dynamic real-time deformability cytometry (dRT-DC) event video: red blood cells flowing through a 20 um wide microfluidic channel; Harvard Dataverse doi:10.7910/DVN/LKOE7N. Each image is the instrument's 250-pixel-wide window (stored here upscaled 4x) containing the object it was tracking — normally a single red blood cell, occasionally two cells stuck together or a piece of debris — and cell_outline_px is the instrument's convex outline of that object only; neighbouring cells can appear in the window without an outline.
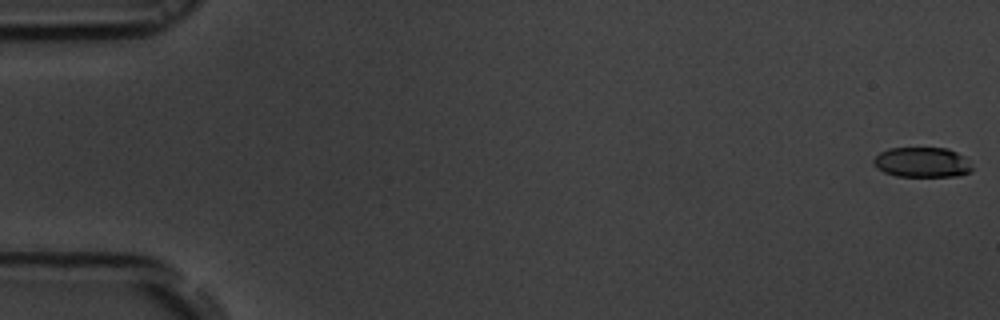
{"species": "common noctule bat (a hibernating species)", "species_latin": "Nyctalus noctula", "temperature_condition": "room temperature", "stored_images_in_passage": 55, "camera_frame_rate_fps": 3000, "um_per_image_px": 0.085, "animal": {"sex": "male", "body_mass_g": 19.5, "forearm_length_mm": 54.6}, "frame": {"image": 1, "passage_image": 1, "time_ms": 0.0, "image_size_px": [1000, 320], "cell_outline_px": [[972, 172], [960, 176], [896, 176], [884, 172], [876, 168], [872, 164], [872, 160], [880, 152], [888, 148], [948, 148], [964, 156], [968, 160], [972, 168]], "centroid_in_image_um": [78.37, 13.8], "position_along_channel_um": 6.6, "area_um2": 17.46}}
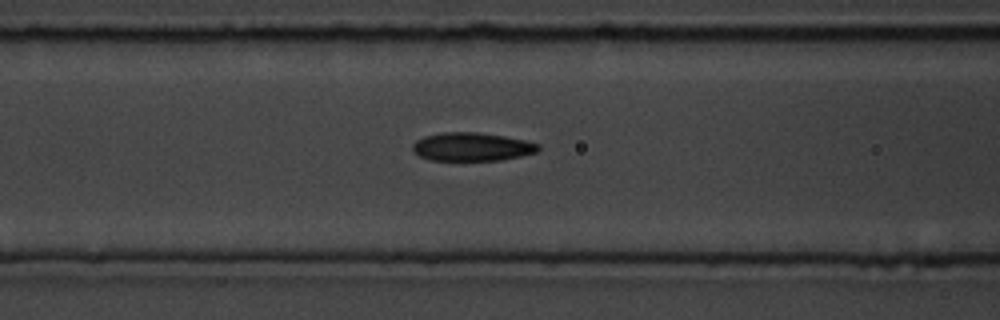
{"frame": {"image": 2, "passage_image": 23, "time_ms": 7.333, "image_size_px": [1000, 320], "cell_outline_px": [[540, 148], [536, 152], [520, 156], [500, 160], [432, 160], [420, 156], [412, 152], [412, 144], [416, 140], [424, 136], [444, 132], [480, 132], [504, 136], [524, 140], [540, 144]], "centroid_in_image_um": [40.09, 12.47], "position_along_channel_um": 126.5, "area_um2": 20.81}}
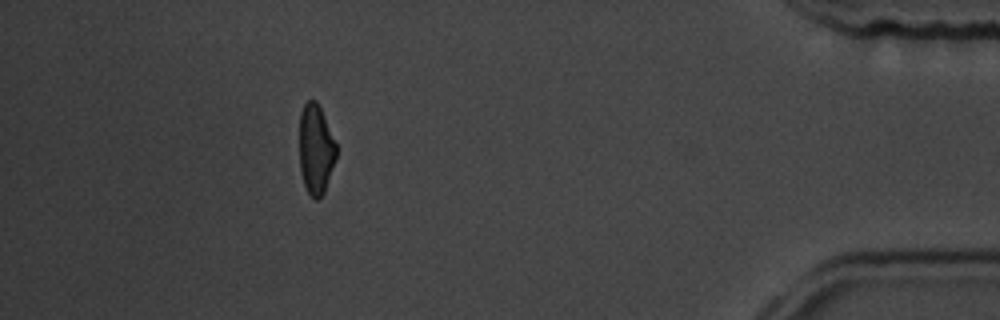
{"frame": {"image": 3, "passage_image": 50, "time_ms": 16.333, "image_size_px": [1000, 320], "cell_outline_px": [[336, 156], [324, 192], [316, 200], [308, 192], [304, 184], [300, 172], [300, 112], [304, 104], [308, 100], [316, 100], [320, 108], [336, 144]], "centroid_in_image_um": [26.82, 12.68], "position_along_channel_um": 408.4, "area_um2": 18.9}, "authors_computed_cell_mechanics": {"area_um2": 20.2878, "velocity_mm_per_s": 3.7322, "shape_relaxation_time_tau1_ms": 3.3867, "shape_relaxation_time_tau2_ms": 2.4375, "deformation_change_tau1": 0.1728, "deformation_change_tau2": 0.1122}}